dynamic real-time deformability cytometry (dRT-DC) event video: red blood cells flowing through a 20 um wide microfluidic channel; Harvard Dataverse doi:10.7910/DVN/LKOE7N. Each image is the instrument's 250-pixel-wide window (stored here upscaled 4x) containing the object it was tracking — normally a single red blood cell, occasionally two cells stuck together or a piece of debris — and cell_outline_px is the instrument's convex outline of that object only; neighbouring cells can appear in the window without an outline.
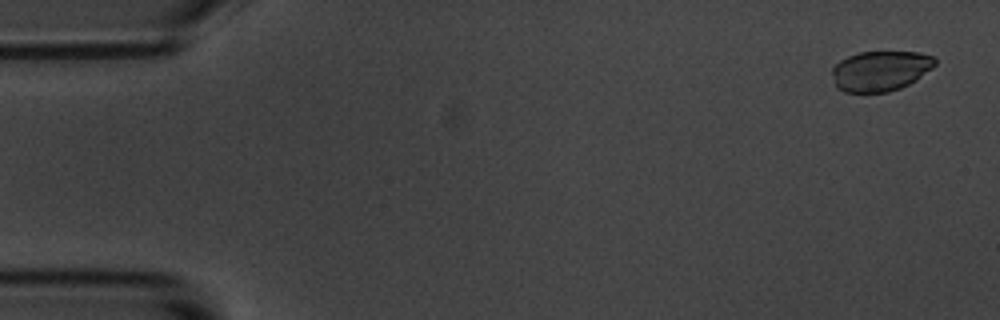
{"species": "common noctule bat (a hibernating species)", "species_latin": "Nyctalus noctula", "temperature_condition": "room temperature", "stored_images_in_passage": 57, "camera_frame_rate_fps": 3000, "um_per_image_px": 0.085, "animal": {"sex": "male", "body_mass_g": 20.1, "forearm_length_mm": 53.5}, "frame": {"image": 1, "passage_image": 3, "time_ms": 0.667, "image_size_px": [1000, 320], "cell_outline_px": [[936, 64], [932, 68], [916, 80], [900, 88], [888, 92], [844, 92], [836, 88], [832, 72], [832, 68], [840, 60], [848, 56], [860, 52], [920, 52], [936, 56]], "centroid_in_image_um": [74.85, 6.02], "position_along_channel_um": 10.2, "area_um2": 24.22}}
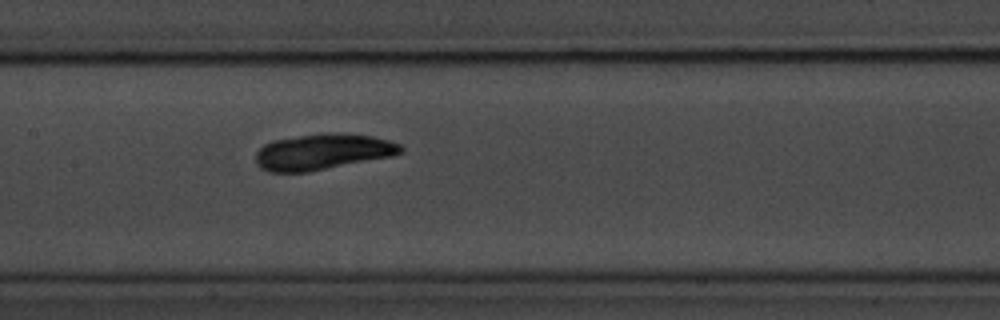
{"frame": {"image": 2, "passage_image": 28, "time_ms": 9.0, "image_size_px": [1000, 320], "cell_outline_px": [[404, 152], [392, 156], [308, 172], [268, 172], [260, 168], [256, 164], [256, 152], [264, 144], [272, 140], [300, 136], [372, 136], [388, 140], [400, 144], [404, 148]], "centroid_in_image_um": [27.39, 12.96], "position_along_channel_um": 180.0, "area_um2": 29.3}}
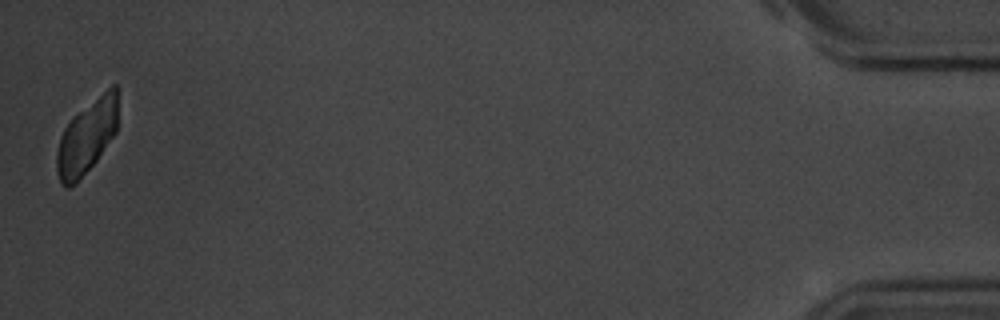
{"frame": {"image": 3, "passage_image": 57, "time_ms": 18.667, "image_size_px": [1000, 320], "cell_outline_px": [[120, 88], [116, 132], [96, 160], [76, 184], [68, 188], [64, 188], [60, 184], [56, 172], [56, 152], [60, 136], [64, 128], [72, 116], [112, 84], [116, 84]], "centroid_in_image_um": [7.39, 11.6], "position_along_channel_um": 427.8, "area_um2": 26.99}}